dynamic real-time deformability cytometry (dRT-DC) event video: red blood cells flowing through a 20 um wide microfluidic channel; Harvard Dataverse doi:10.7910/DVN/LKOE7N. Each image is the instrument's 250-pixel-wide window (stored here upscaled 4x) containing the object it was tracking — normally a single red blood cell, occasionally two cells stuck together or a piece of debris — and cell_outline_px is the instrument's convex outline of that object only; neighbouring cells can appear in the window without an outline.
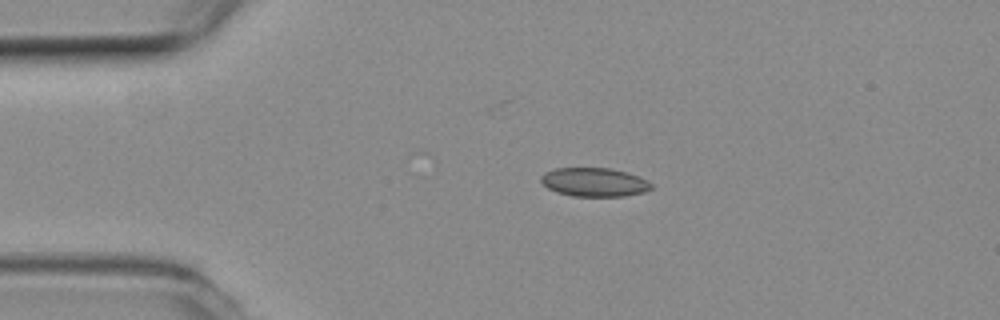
{"species": "common noctule bat (a hibernating species)", "species_latin": "Nyctalus noctula", "temperature_condition": "room temperature", "stored_images_in_passage": 23, "camera_frame_rate_fps": 3000, "um_per_image_px": 0.085, "animal": {"sex": "female", "body_mass_g": 19.3, "forearm_length_mm": 54.1}, "frame": {"image": 1, "passage_image": 1, "time_ms": 0.0, "image_size_px": [1000, 320], "cell_outline_px": [[652, 188], [644, 192], [624, 196], [572, 196], [556, 192], [548, 188], [540, 180], [540, 176], [544, 172], [556, 168], [612, 168], [636, 176], [652, 184]], "centroid_in_image_um": [50.46, 15.48], "position_along_channel_um": 34.5, "area_um2": 18.32}}
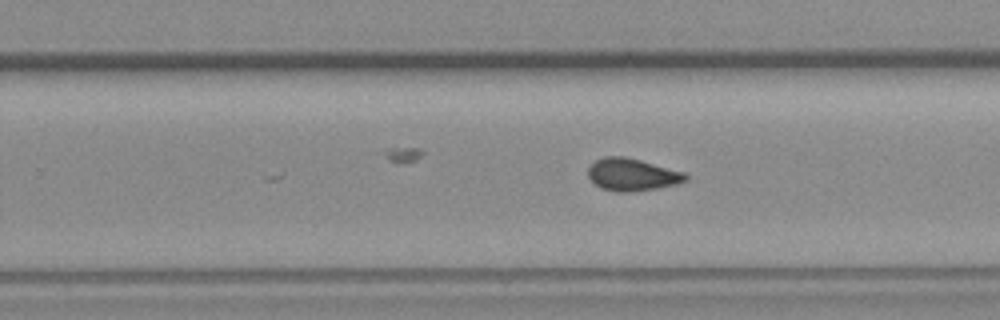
{"frame": {"image": 2, "passage_image": 23, "time_ms": 7.333, "image_size_px": [1000, 320], "cell_outline_px": [[688, 180], [676, 184], [656, 188], [628, 192], [616, 192], [600, 188], [588, 176], [588, 168], [596, 160], [604, 156], [624, 156], [640, 160], [684, 172], [688, 176]], "centroid_in_image_um": [53.72, 14.84], "position_along_channel_um": 276.1, "area_um2": 18.26}}